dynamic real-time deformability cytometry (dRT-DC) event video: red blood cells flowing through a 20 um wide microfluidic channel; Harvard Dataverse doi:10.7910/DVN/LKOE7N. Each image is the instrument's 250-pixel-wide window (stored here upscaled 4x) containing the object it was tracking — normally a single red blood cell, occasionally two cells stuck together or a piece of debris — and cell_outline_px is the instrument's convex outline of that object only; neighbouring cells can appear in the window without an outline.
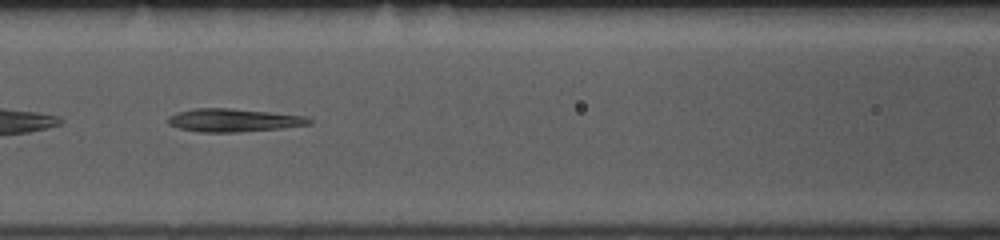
{"species": "common noctule bat (a hibernating species)", "species_latin": "Nyctalus noctula", "temperature_condition": "room temperature", "stored_images_in_passage": 36, "camera_frame_rate_fps": 3000, "um_per_image_px": 0.085, "animal": {"sex": "female", "body_mass_g": 10.0, "forearm_length_mm": 53.1}, "frame": {"image": 1, "passage_image": 8, "time_ms": 2.333, "image_size_px": [1000, 240], "cell_outline_px": [[312, 124], [280, 128], [236, 132], [200, 132], [180, 128], [168, 124], [168, 116], [180, 112], [196, 108], [228, 108], [268, 112], [304, 116], [312, 120]], "centroid_in_image_um": [19.85, 10.22], "position_along_channel_um": 146.8, "area_um2": 18.67}}
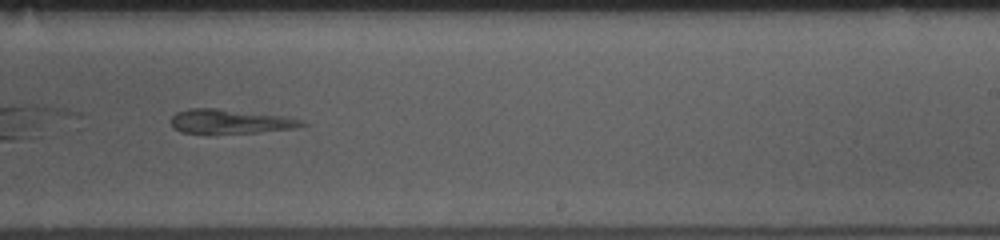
{"frame": {"image": 2, "passage_image": 18, "time_ms": 5.667, "image_size_px": [1000, 240], "cell_outline_px": [[312, 124], [292, 128], [260, 132], [212, 136], [208, 136], [180, 132], [172, 128], [172, 116], [176, 112], [188, 108], [216, 108], [284, 116], [304, 120]], "centroid_in_image_um": [19.53, 10.37], "position_along_channel_um": 269.5, "area_um2": 19.48}}
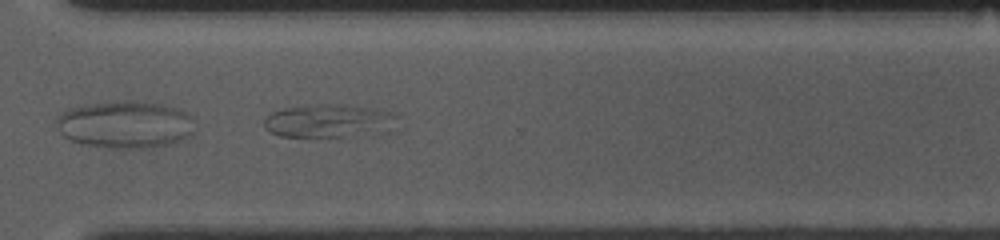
{"frame": {"image": 3, "passage_image": 24, "time_ms": 7.667, "image_size_px": [1000, 240], "cell_outline_px": [[396, 128], [392, 132], [344, 136], [280, 136], [264, 128], [264, 120], [272, 112], [284, 108], [316, 104], [344, 104], [380, 108], [392, 112], [396, 116]], "centroid_in_image_um": [28.06, 10.26], "position_along_channel_um": 342.5, "area_um2": 26.18}}